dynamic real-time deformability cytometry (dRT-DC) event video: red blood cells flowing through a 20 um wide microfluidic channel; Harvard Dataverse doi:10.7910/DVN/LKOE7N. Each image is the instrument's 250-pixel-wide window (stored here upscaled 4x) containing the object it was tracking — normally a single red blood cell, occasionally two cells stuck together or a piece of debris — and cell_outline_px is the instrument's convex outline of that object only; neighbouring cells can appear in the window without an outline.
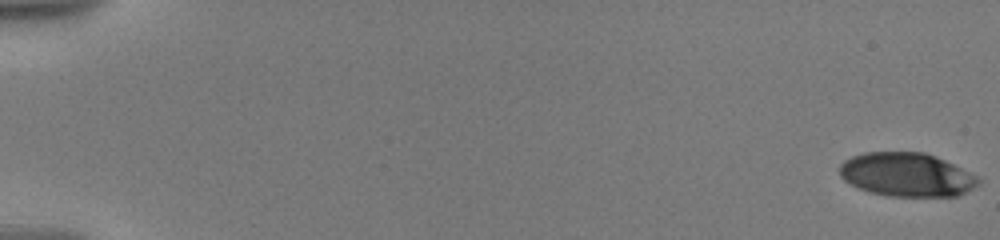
{"species": "human", "species_latin": "Homo sapiens", "temperature_condition": "warm", "stored_images_in_passage": 49, "camera_frame_rate_fps": 3000, "um_per_image_px": 0.085, "donor": {"sex": "male"}, "frame": {"image": 1, "passage_image": 1, "time_ms": 0.0, "image_size_px": [1000, 240], "cell_outline_px": [[980, 184], [956, 196], [888, 196], [868, 192], [856, 188], [844, 180], [840, 176], [840, 164], [844, 160], [852, 156], [864, 152], [924, 152], [936, 156], [976, 176], [980, 180]], "centroid_in_image_um": [77.01, 14.85], "position_along_channel_um": 8.0, "area_um2": 35.32}}
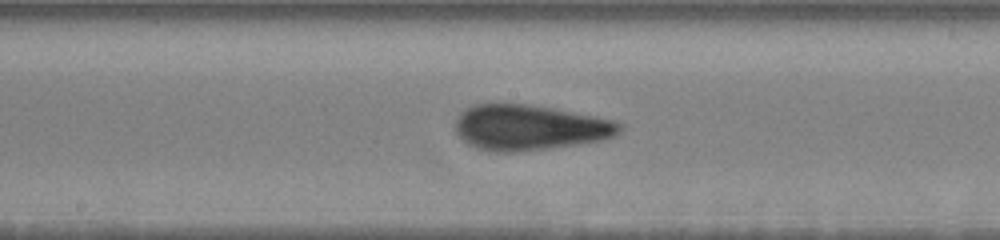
{"frame": {"image": 2, "passage_image": 28, "time_ms": 10.667, "image_size_px": [1000, 240], "cell_outline_px": [[624, 128], [616, 136], [604, 140], [520, 152], [500, 152], [480, 148], [468, 144], [456, 132], [456, 120], [460, 112], [464, 108], [472, 104], [528, 104], [552, 108], [612, 120], [624, 124]], "centroid_in_image_um": [45.03, 10.83], "position_along_channel_um": 203.2, "area_um2": 43.35}}
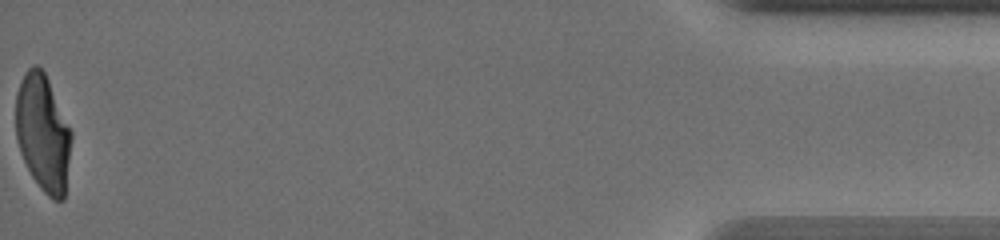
{"frame": {"image": 3, "passage_image": 49, "time_ms": 19.333, "image_size_px": [1000, 240], "cell_outline_px": [[72, 136], [64, 200], [52, 200], [40, 188], [32, 176], [20, 152], [16, 140], [16, 92], [24, 72], [32, 64], [36, 64], [44, 72], [48, 80], [72, 132]], "centroid_in_image_um": [3.64, 11.3], "position_along_channel_um": 431.6, "area_um2": 37.8}, "authors_computed_cell_mechanics": {"area_um2": 40.0554, "velocity_mm_per_s": 3.5708, "shape_relaxation_time_tau1_ms": 6.751, "shape_relaxation_time_tau2_ms": 1.1864, "deformation_change_tau1": 0.256, "deformation_change_tau2": 0.0862}}